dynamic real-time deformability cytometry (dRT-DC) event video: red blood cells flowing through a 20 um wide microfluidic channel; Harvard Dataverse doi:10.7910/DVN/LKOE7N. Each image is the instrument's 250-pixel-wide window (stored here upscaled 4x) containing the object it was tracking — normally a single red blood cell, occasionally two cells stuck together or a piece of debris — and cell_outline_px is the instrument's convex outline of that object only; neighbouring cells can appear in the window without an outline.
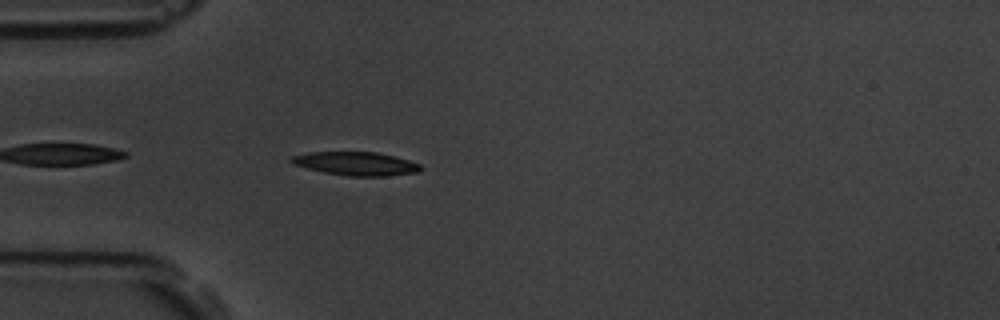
{"species": "common noctule bat (a hibernating species)", "species_latin": "Nyctalus noctula", "temperature_condition": "room temperature", "stored_images_in_passage": 1, "camera_frame_rate_fps": 3000, "um_per_image_px": 0.085, "animal": {"sex": "male", "body_mass_g": 19.5, "forearm_length_mm": 54.6}, "frame": {"image": 1, "passage_image": 1, "time_ms": 0.0, "image_size_px": [1000, 320], "cell_outline_px": [[420, 168], [416, 172], [388, 176], [348, 176], [324, 172], [292, 164], [288, 160], [292, 156], [308, 152], [376, 152], [396, 156], [420, 164]], "centroid_in_image_um": [30.22, 13.9], "position_along_channel_um": 54.8, "area_um2": 17.63}}